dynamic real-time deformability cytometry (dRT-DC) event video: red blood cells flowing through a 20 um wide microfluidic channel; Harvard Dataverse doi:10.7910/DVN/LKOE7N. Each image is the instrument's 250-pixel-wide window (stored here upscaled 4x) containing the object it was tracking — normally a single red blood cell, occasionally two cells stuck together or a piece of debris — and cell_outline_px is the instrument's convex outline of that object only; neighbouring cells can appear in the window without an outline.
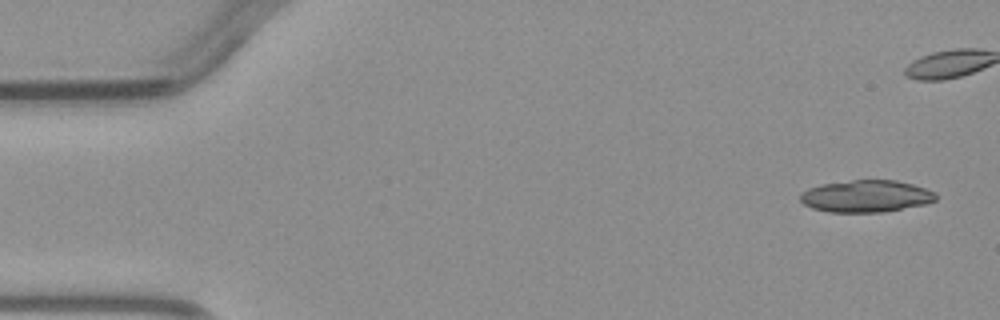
{"species": "common noctule bat (a hibernating species)", "species_latin": "Nyctalus noctula", "temperature_condition": "warm", "stored_images_in_passage": 5, "camera_frame_rate_fps": 3000, "um_per_image_px": 0.085, "animal": {"sex": "male", "body_mass_g": 23.1, "forearm_length_mm": 52.7}, "frame": {"image": 1, "passage_image": 1, "time_ms": 0.0, "image_size_px": [1000, 320], "cell_outline_px": [[936, 200], [924, 204], [884, 212], [828, 212], [812, 208], [804, 204], [800, 200], [800, 192], [808, 188], [820, 184], [852, 180], [896, 180], [912, 184], [936, 192]], "centroid_in_image_um": [73.59, 16.67], "position_along_channel_um": 11.4, "area_um2": 25.37}}
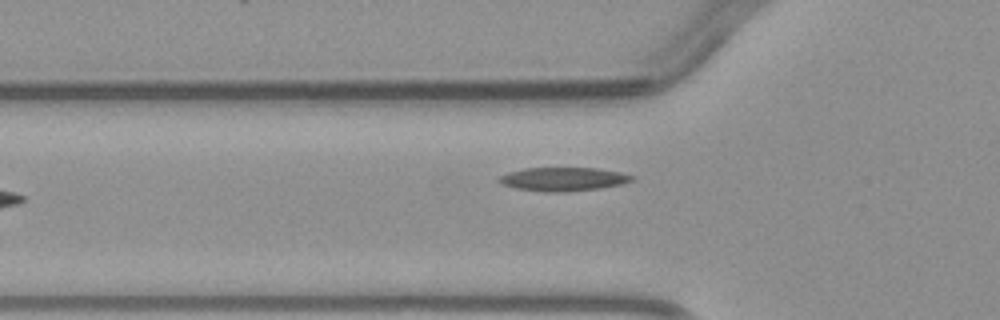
{"frame": {"image": 2, "passage_image": 5, "time_ms": 5.667, "image_size_px": [1000, 320], "cell_outline_px": [[636, 180], [620, 184], [600, 188], [568, 192], [544, 192], [516, 188], [504, 184], [496, 180], [500, 176], [508, 172], [524, 168], [596, 168], [620, 172], [636, 176]], "centroid_in_image_um": [47.91, 15.23], "position_along_channel_um": 77.9, "area_um2": 18.38}}